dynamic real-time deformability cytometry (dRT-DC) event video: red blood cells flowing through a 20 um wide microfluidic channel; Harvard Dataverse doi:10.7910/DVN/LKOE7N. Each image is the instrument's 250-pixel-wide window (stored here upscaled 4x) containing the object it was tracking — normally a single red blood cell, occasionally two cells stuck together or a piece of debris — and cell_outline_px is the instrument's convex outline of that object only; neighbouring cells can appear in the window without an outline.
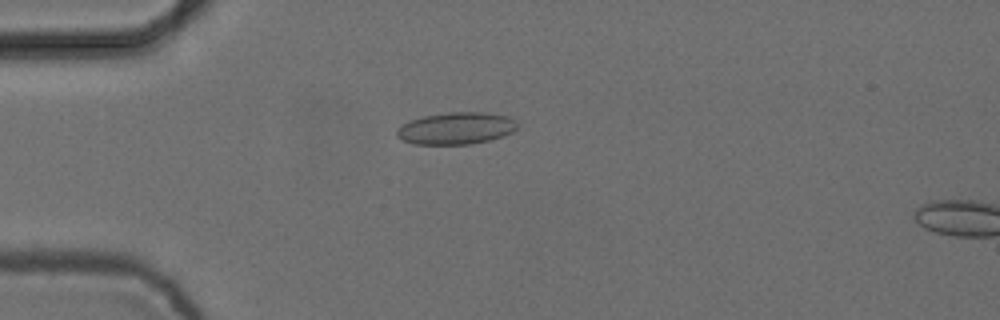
{"species": "common noctule bat (a hibernating species)", "species_latin": "Nyctalus noctula", "temperature_condition": "cold", "stored_images_in_passage": 6, "camera_frame_rate_fps": 3000, "um_per_image_px": 0.085, "animal": {"sex": "female", "body_mass_g": 24.6, "forearm_length_mm": 56.2}, "frame": {"image": 1, "passage_image": 5, "time_ms": 1.333, "image_size_px": [1000, 320], "cell_outline_px": [[516, 128], [512, 132], [504, 136], [472, 144], [416, 144], [404, 140], [396, 136], [396, 128], [408, 120], [424, 116], [448, 112], [484, 112], [508, 116], [516, 120]], "centroid_in_image_um": [38.75, 10.9], "position_along_channel_um": 46.2, "area_um2": 22.54}}